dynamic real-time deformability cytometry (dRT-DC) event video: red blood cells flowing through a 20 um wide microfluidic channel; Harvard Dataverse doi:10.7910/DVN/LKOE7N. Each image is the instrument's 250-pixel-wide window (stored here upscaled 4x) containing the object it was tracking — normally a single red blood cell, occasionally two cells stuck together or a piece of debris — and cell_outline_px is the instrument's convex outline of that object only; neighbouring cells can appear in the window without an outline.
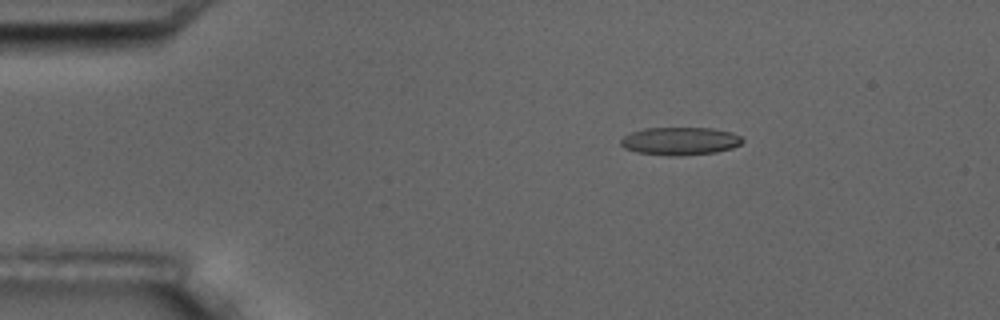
{"species": "common noctule bat (a hibernating species)", "species_latin": "Nyctalus noctula", "temperature_condition": "room temperature", "stored_images_in_passage": 4, "camera_frame_rate_fps": 3000, "um_per_image_px": 0.085, "animal": {"sex": "male", "body_mass_g": 17.5, "forearm_length_mm": 52.3}, "frame": {"image": 1, "passage_image": 3, "time_ms": 3.0, "image_size_px": [1000, 320], "cell_outline_px": [[744, 140], [740, 144], [732, 148], [716, 152], [680, 156], [668, 156], [636, 152], [624, 148], [620, 144], [620, 140], [624, 136], [632, 132], [644, 128], [712, 128], [732, 132], [740, 136]], "centroid_in_image_um": [57.8, 11.99], "position_along_channel_um": 27.2, "area_um2": 19.88}}